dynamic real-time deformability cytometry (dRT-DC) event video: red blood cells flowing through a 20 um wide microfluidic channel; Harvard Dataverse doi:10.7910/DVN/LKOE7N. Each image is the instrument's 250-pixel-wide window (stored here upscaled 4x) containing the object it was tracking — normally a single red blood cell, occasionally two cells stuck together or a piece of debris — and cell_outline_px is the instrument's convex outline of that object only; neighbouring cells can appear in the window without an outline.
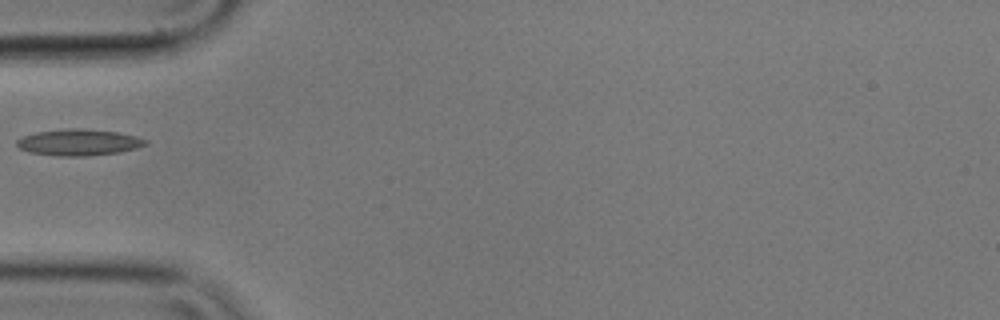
{"species": "common noctule bat (a hibernating species)", "species_latin": "Nyctalus noctula", "temperature_condition": "cold", "stored_images_in_passage": 39, "camera_frame_rate_fps": 3000, "um_per_image_px": 0.085, "animal": {"sex": "male", "body_mass_g": 17.9}, "frame": {"image": 1, "passage_image": 1, "time_ms": 0.0, "image_size_px": [1000, 320], "cell_outline_px": [[148, 144], [136, 148], [120, 152], [88, 156], [56, 156], [28, 152], [20, 148], [16, 144], [16, 140], [24, 136], [36, 132], [64, 128], [80, 128], [116, 132], [136, 136], [148, 140]], "centroid_in_image_um": [6.69, 12.1], "position_along_channel_um": 78.3, "area_um2": 19.88}}
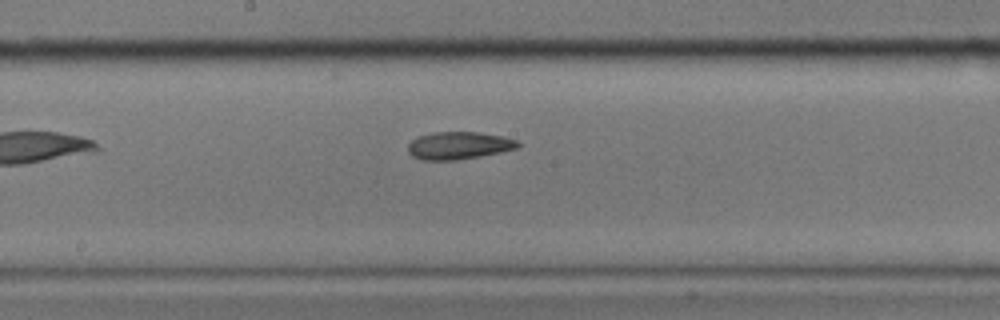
{"frame": {"image": 2, "passage_image": 12, "time_ms": 3.667, "image_size_px": [1000, 320], "cell_outline_px": [[520, 144], [516, 148], [500, 152], [480, 156], [456, 160], [420, 160], [412, 156], [408, 152], [408, 144], [416, 136], [432, 132], [476, 132], [500, 136], [516, 140]], "centroid_in_image_um": [38.92, 12.37], "position_along_channel_um": 209.3, "area_um2": 17.57}}
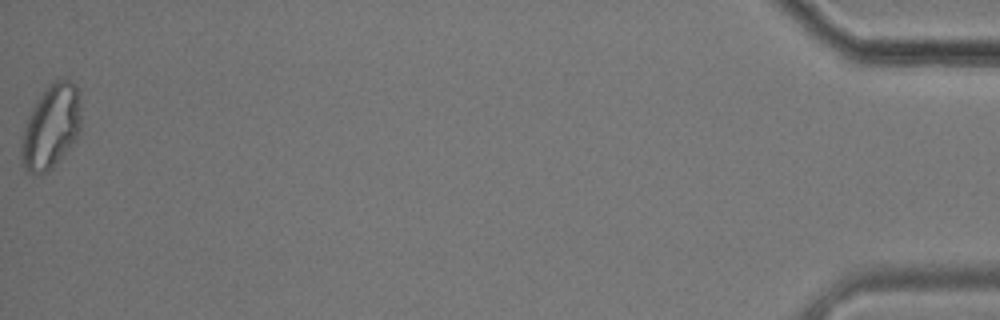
{"frame": {"image": 3, "passage_image": 39, "time_ms": 12.667, "image_size_px": [1000, 320], "cell_outline_px": [[80, 132], [72, 144], [52, 168], [40, 176], [36, 176], [24, 172], [20, 164], [20, 148], [24, 128], [28, 116], [36, 100], [48, 84], [52, 80], [68, 80], [76, 88], [80, 108]], "centroid_in_image_um": [4.28, 10.85], "position_along_channel_um": 430.9, "area_um2": 29.42}}